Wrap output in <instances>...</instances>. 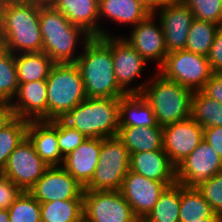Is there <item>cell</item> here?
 Wrapping results in <instances>:
<instances>
[{
	"label": "cell",
	"mask_w": 222,
	"mask_h": 222,
	"mask_svg": "<svg viewBox=\"0 0 222 222\" xmlns=\"http://www.w3.org/2000/svg\"><path fill=\"white\" fill-rule=\"evenodd\" d=\"M41 222H83V199L40 203Z\"/></svg>",
	"instance_id": "cell-27"
},
{
	"label": "cell",
	"mask_w": 222,
	"mask_h": 222,
	"mask_svg": "<svg viewBox=\"0 0 222 222\" xmlns=\"http://www.w3.org/2000/svg\"><path fill=\"white\" fill-rule=\"evenodd\" d=\"M195 19L215 23L222 27V0H184Z\"/></svg>",
	"instance_id": "cell-35"
},
{
	"label": "cell",
	"mask_w": 222,
	"mask_h": 222,
	"mask_svg": "<svg viewBox=\"0 0 222 222\" xmlns=\"http://www.w3.org/2000/svg\"><path fill=\"white\" fill-rule=\"evenodd\" d=\"M150 14L137 0H99V37L122 36Z\"/></svg>",
	"instance_id": "cell-11"
},
{
	"label": "cell",
	"mask_w": 222,
	"mask_h": 222,
	"mask_svg": "<svg viewBox=\"0 0 222 222\" xmlns=\"http://www.w3.org/2000/svg\"><path fill=\"white\" fill-rule=\"evenodd\" d=\"M3 1L4 0H0V19H1V7H2V4H3Z\"/></svg>",
	"instance_id": "cell-47"
},
{
	"label": "cell",
	"mask_w": 222,
	"mask_h": 222,
	"mask_svg": "<svg viewBox=\"0 0 222 222\" xmlns=\"http://www.w3.org/2000/svg\"><path fill=\"white\" fill-rule=\"evenodd\" d=\"M131 155L118 136L101 139L98 165L84 190H120L130 170Z\"/></svg>",
	"instance_id": "cell-7"
},
{
	"label": "cell",
	"mask_w": 222,
	"mask_h": 222,
	"mask_svg": "<svg viewBox=\"0 0 222 222\" xmlns=\"http://www.w3.org/2000/svg\"><path fill=\"white\" fill-rule=\"evenodd\" d=\"M87 137L76 129L57 119V140L62 157L75 150Z\"/></svg>",
	"instance_id": "cell-37"
},
{
	"label": "cell",
	"mask_w": 222,
	"mask_h": 222,
	"mask_svg": "<svg viewBox=\"0 0 222 222\" xmlns=\"http://www.w3.org/2000/svg\"><path fill=\"white\" fill-rule=\"evenodd\" d=\"M157 71L193 92L200 91L213 75L206 56L187 50L168 53L164 64Z\"/></svg>",
	"instance_id": "cell-9"
},
{
	"label": "cell",
	"mask_w": 222,
	"mask_h": 222,
	"mask_svg": "<svg viewBox=\"0 0 222 222\" xmlns=\"http://www.w3.org/2000/svg\"><path fill=\"white\" fill-rule=\"evenodd\" d=\"M122 37L157 71L165 62L167 50L161 24L151 13ZM155 66V67H154Z\"/></svg>",
	"instance_id": "cell-12"
},
{
	"label": "cell",
	"mask_w": 222,
	"mask_h": 222,
	"mask_svg": "<svg viewBox=\"0 0 222 222\" xmlns=\"http://www.w3.org/2000/svg\"><path fill=\"white\" fill-rule=\"evenodd\" d=\"M112 58L119 87L126 94H141L144 86L156 71L152 68L153 66L122 36H112Z\"/></svg>",
	"instance_id": "cell-8"
},
{
	"label": "cell",
	"mask_w": 222,
	"mask_h": 222,
	"mask_svg": "<svg viewBox=\"0 0 222 222\" xmlns=\"http://www.w3.org/2000/svg\"><path fill=\"white\" fill-rule=\"evenodd\" d=\"M0 222H9V212L6 209H0Z\"/></svg>",
	"instance_id": "cell-46"
},
{
	"label": "cell",
	"mask_w": 222,
	"mask_h": 222,
	"mask_svg": "<svg viewBox=\"0 0 222 222\" xmlns=\"http://www.w3.org/2000/svg\"><path fill=\"white\" fill-rule=\"evenodd\" d=\"M27 138L33 144L36 153L48 166H62L57 140V119L51 121H29Z\"/></svg>",
	"instance_id": "cell-21"
},
{
	"label": "cell",
	"mask_w": 222,
	"mask_h": 222,
	"mask_svg": "<svg viewBox=\"0 0 222 222\" xmlns=\"http://www.w3.org/2000/svg\"><path fill=\"white\" fill-rule=\"evenodd\" d=\"M137 1H139L151 13H154L157 10V0H137Z\"/></svg>",
	"instance_id": "cell-43"
},
{
	"label": "cell",
	"mask_w": 222,
	"mask_h": 222,
	"mask_svg": "<svg viewBox=\"0 0 222 222\" xmlns=\"http://www.w3.org/2000/svg\"><path fill=\"white\" fill-rule=\"evenodd\" d=\"M203 133L192 117L163 127V149L175 167L199 145Z\"/></svg>",
	"instance_id": "cell-17"
},
{
	"label": "cell",
	"mask_w": 222,
	"mask_h": 222,
	"mask_svg": "<svg viewBox=\"0 0 222 222\" xmlns=\"http://www.w3.org/2000/svg\"><path fill=\"white\" fill-rule=\"evenodd\" d=\"M173 184L175 183L149 179L129 170L123 179L120 192L141 222L153 210L163 191Z\"/></svg>",
	"instance_id": "cell-15"
},
{
	"label": "cell",
	"mask_w": 222,
	"mask_h": 222,
	"mask_svg": "<svg viewBox=\"0 0 222 222\" xmlns=\"http://www.w3.org/2000/svg\"><path fill=\"white\" fill-rule=\"evenodd\" d=\"M180 184L168 186L141 222H180Z\"/></svg>",
	"instance_id": "cell-28"
},
{
	"label": "cell",
	"mask_w": 222,
	"mask_h": 222,
	"mask_svg": "<svg viewBox=\"0 0 222 222\" xmlns=\"http://www.w3.org/2000/svg\"><path fill=\"white\" fill-rule=\"evenodd\" d=\"M29 121L16 117L0 131V172L9 159L10 154L27 137Z\"/></svg>",
	"instance_id": "cell-33"
},
{
	"label": "cell",
	"mask_w": 222,
	"mask_h": 222,
	"mask_svg": "<svg viewBox=\"0 0 222 222\" xmlns=\"http://www.w3.org/2000/svg\"><path fill=\"white\" fill-rule=\"evenodd\" d=\"M15 116L27 121H48L47 81L19 83L10 102Z\"/></svg>",
	"instance_id": "cell-19"
},
{
	"label": "cell",
	"mask_w": 222,
	"mask_h": 222,
	"mask_svg": "<svg viewBox=\"0 0 222 222\" xmlns=\"http://www.w3.org/2000/svg\"><path fill=\"white\" fill-rule=\"evenodd\" d=\"M213 73H222V27L217 31L207 56Z\"/></svg>",
	"instance_id": "cell-39"
},
{
	"label": "cell",
	"mask_w": 222,
	"mask_h": 222,
	"mask_svg": "<svg viewBox=\"0 0 222 222\" xmlns=\"http://www.w3.org/2000/svg\"><path fill=\"white\" fill-rule=\"evenodd\" d=\"M131 154L163 149V127L119 126L117 135Z\"/></svg>",
	"instance_id": "cell-25"
},
{
	"label": "cell",
	"mask_w": 222,
	"mask_h": 222,
	"mask_svg": "<svg viewBox=\"0 0 222 222\" xmlns=\"http://www.w3.org/2000/svg\"><path fill=\"white\" fill-rule=\"evenodd\" d=\"M220 27L215 23L194 19L189 29L185 50L207 57Z\"/></svg>",
	"instance_id": "cell-31"
},
{
	"label": "cell",
	"mask_w": 222,
	"mask_h": 222,
	"mask_svg": "<svg viewBox=\"0 0 222 222\" xmlns=\"http://www.w3.org/2000/svg\"><path fill=\"white\" fill-rule=\"evenodd\" d=\"M83 222H140L120 190L83 191Z\"/></svg>",
	"instance_id": "cell-10"
},
{
	"label": "cell",
	"mask_w": 222,
	"mask_h": 222,
	"mask_svg": "<svg viewBox=\"0 0 222 222\" xmlns=\"http://www.w3.org/2000/svg\"><path fill=\"white\" fill-rule=\"evenodd\" d=\"M22 190L9 178L0 174V209H6L13 204Z\"/></svg>",
	"instance_id": "cell-38"
},
{
	"label": "cell",
	"mask_w": 222,
	"mask_h": 222,
	"mask_svg": "<svg viewBox=\"0 0 222 222\" xmlns=\"http://www.w3.org/2000/svg\"><path fill=\"white\" fill-rule=\"evenodd\" d=\"M46 81L48 121L61 119L87 98L75 63H55Z\"/></svg>",
	"instance_id": "cell-6"
},
{
	"label": "cell",
	"mask_w": 222,
	"mask_h": 222,
	"mask_svg": "<svg viewBox=\"0 0 222 222\" xmlns=\"http://www.w3.org/2000/svg\"><path fill=\"white\" fill-rule=\"evenodd\" d=\"M49 167L26 137L10 154L0 174L9 178L22 191H29Z\"/></svg>",
	"instance_id": "cell-13"
},
{
	"label": "cell",
	"mask_w": 222,
	"mask_h": 222,
	"mask_svg": "<svg viewBox=\"0 0 222 222\" xmlns=\"http://www.w3.org/2000/svg\"><path fill=\"white\" fill-rule=\"evenodd\" d=\"M141 95L153 108L161 127L191 118L193 91L165 78L158 71L148 80Z\"/></svg>",
	"instance_id": "cell-4"
},
{
	"label": "cell",
	"mask_w": 222,
	"mask_h": 222,
	"mask_svg": "<svg viewBox=\"0 0 222 222\" xmlns=\"http://www.w3.org/2000/svg\"><path fill=\"white\" fill-rule=\"evenodd\" d=\"M221 171L222 159L220 155L203 139L176 166V182L184 187H197Z\"/></svg>",
	"instance_id": "cell-14"
},
{
	"label": "cell",
	"mask_w": 222,
	"mask_h": 222,
	"mask_svg": "<svg viewBox=\"0 0 222 222\" xmlns=\"http://www.w3.org/2000/svg\"><path fill=\"white\" fill-rule=\"evenodd\" d=\"M61 120L87 138H107L119 132V98H91L81 101Z\"/></svg>",
	"instance_id": "cell-5"
},
{
	"label": "cell",
	"mask_w": 222,
	"mask_h": 222,
	"mask_svg": "<svg viewBox=\"0 0 222 222\" xmlns=\"http://www.w3.org/2000/svg\"><path fill=\"white\" fill-rule=\"evenodd\" d=\"M200 91L222 104V73H213Z\"/></svg>",
	"instance_id": "cell-40"
},
{
	"label": "cell",
	"mask_w": 222,
	"mask_h": 222,
	"mask_svg": "<svg viewBox=\"0 0 222 222\" xmlns=\"http://www.w3.org/2000/svg\"><path fill=\"white\" fill-rule=\"evenodd\" d=\"M191 117L203 128L222 126V104L201 91H194Z\"/></svg>",
	"instance_id": "cell-30"
},
{
	"label": "cell",
	"mask_w": 222,
	"mask_h": 222,
	"mask_svg": "<svg viewBox=\"0 0 222 222\" xmlns=\"http://www.w3.org/2000/svg\"><path fill=\"white\" fill-rule=\"evenodd\" d=\"M84 187L62 166L49 167L29 190L40 203L55 200L83 199Z\"/></svg>",
	"instance_id": "cell-16"
},
{
	"label": "cell",
	"mask_w": 222,
	"mask_h": 222,
	"mask_svg": "<svg viewBox=\"0 0 222 222\" xmlns=\"http://www.w3.org/2000/svg\"><path fill=\"white\" fill-rule=\"evenodd\" d=\"M38 0H4L1 7L0 45L12 54L43 52Z\"/></svg>",
	"instance_id": "cell-1"
},
{
	"label": "cell",
	"mask_w": 222,
	"mask_h": 222,
	"mask_svg": "<svg viewBox=\"0 0 222 222\" xmlns=\"http://www.w3.org/2000/svg\"><path fill=\"white\" fill-rule=\"evenodd\" d=\"M101 151V138H86L64 157L62 167L83 187L94 175Z\"/></svg>",
	"instance_id": "cell-20"
},
{
	"label": "cell",
	"mask_w": 222,
	"mask_h": 222,
	"mask_svg": "<svg viewBox=\"0 0 222 222\" xmlns=\"http://www.w3.org/2000/svg\"><path fill=\"white\" fill-rule=\"evenodd\" d=\"M75 64L79 68L87 97L120 98L126 95L114 73L112 36L91 37Z\"/></svg>",
	"instance_id": "cell-2"
},
{
	"label": "cell",
	"mask_w": 222,
	"mask_h": 222,
	"mask_svg": "<svg viewBox=\"0 0 222 222\" xmlns=\"http://www.w3.org/2000/svg\"><path fill=\"white\" fill-rule=\"evenodd\" d=\"M14 54L0 45V102H11L18 90Z\"/></svg>",
	"instance_id": "cell-32"
},
{
	"label": "cell",
	"mask_w": 222,
	"mask_h": 222,
	"mask_svg": "<svg viewBox=\"0 0 222 222\" xmlns=\"http://www.w3.org/2000/svg\"><path fill=\"white\" fill-rule=\"evenodd\" d=\"M8 212L9 222H41L40 202L29 191H22Z\"/></svg>",
	"instance_id": "cell-34"
},
{
	"label": "cell",
	"mask_w": 222,
	"mask_h": 222,
	"mask_svg": "<svg viewBox=\"0 0 222 222\" xmlns=\"http://www.w3.org/2000/svg\"><path fill=\"white\" fill-rule=\"evenodd\" d=\"M16 118L14 110L9 102H0V131Z\"/></svg>",
	"instance_id": "cell-42"
},
{
	"label": "cell",
	"mask_w": 222,
	"mask_h": 222,
	"mask_svg": "<svg viewBox=\"0 0 222 222\" xmlns=\"http://www.w3.org/2000/svg\"><path fill=\"white\" fill-rule=\"evenodd\" d=\"M196 188L210 204L214 213L222 216V171L200 183Z\"/></svg>",
	"instance_id": "cell-36"
},
{
	"label": "cell",
	"mask_w": 222,
	"mask_h": 222,
	"mask_svg": "<svg viewBox=\"0 0 222 222\" xmlns=\"http://www.w3.org/2000/svg\"><path fill=\"white\" fill-rule=\"evenodd\" d=\"M130 171L163 183H176V167L164 149L131 154Z\"/></svg>",
	"instance_id": "cell-22"
},
{
	"label": "cell",
	"mask_w": 222,
	"mask_h": 222,
	"mask_svg": "<svg viewBox=\"0 0 222 222\" xmlns=\"http://www.w3.org/2000/svg\"><path fill=\"white\" fill-rule=\"evenodd\" d=\"M38 1H42V2H48L49 0H38Z\"/></svg>",
	"instance_id": "cell-48"
},
{
	"label": "cell",
	"mask_w": 222,
	"mask_h": 222,
	"mask_svg": "<svg viewBox=\"0 0 222 222\" xmlns=\"http://www.w3.org/2000/svg\"><path fill=\"white\" fill-rule=\"evenodd\" d=\"M188 222H222V216L214 213L210 217H206V218H203V219H198V220H195V221H188Z\"/></svg>",
	"instance_id": "cell-44"
},
{
	"label": "cell",
	"mask_w": 222,
	"mask_h": 222,
	"mask_svg": "<svg viewBox=\"0 0 222 222\" xmlns=\"http://www.w3.org/2000/svg\"><path fill=\"white\" fill-rule=\"evenodd\" d=\"M213 214L210 204L196 187H184L180 184V222L195 221Z\"/></svg>",
	"instance_id": "cell-29"
},
{
	"label": "cell",
	"mask_w": 222,
	"mask_h": 222,
	"mask_svg": "<svg viewBox=\"0 0 222 222\" xmlns=\"http://www.w3.org/2000/svg\"><path fill=\"white\" fill-rule=\"evenodd\" d=\"M203 139L211 145L222 159V126L204 128Z\"/></svg>",
	"instance_id": "cell-41"
},
{
	"label": "cell",
	"mask_w": 222,
	"mask_h": 222,
	"mask_svg": "<svg viewBox=\"0 0 222 222\" xmlns=\"http://www.w3.org/2000/svg\"><path fill=\"white\" fill-rule=\"evenodd\" d=\"M73 25L99 37V0H49Z\"/></svg>",
	"instance_id": "cell-23"
},
{
	"label": "cell",
	"mask_w": 222,
	"mask_h": 222,
	"mask_svg": "<svg viewBox=\"0 0 222 222\" xmlns=\"http://www.w3.org/2000/svg\"><path fill=\"white\" fill-rule=\"evenodd\" d=\"M119 126H159L153 108L141 94H126L119 98Z\"/></svg>",
	"instance_id": "cell-24"
},
{
	"label": "cell",
	"mask_w": 222,
	"mask_h": 222,
	"mask_svg": "<svg viewBox=\"0 0 222 222\" xmlns=\"http://www.w3.org/2000/svg\"><path fill=\"white\" fill-rule=\"evenodd\" d=\"M153 14L161 24L167 53L185 50L189 29L195 19L192 10L179 3L161 6Z\"/></svg>",
	"instance_id": "cell-18"
},
{
	"label": "cell",
	"mask_w": 222,
	"mask_h": 222,
	"mask_svg": "<svg viewBox=\"0 0 222 222\" xmlns=\"http://www.w3.org/2000/svg\"><path fill=\"white\" fill-rule=\"evenodd\" d=\"M39 24L43 52L55 63H75L85 43L91 38L49 2H43L40 6Z\"/></svg>",
	"instance_id": "cell-3"
},
{
	"label": "cell",
	"mask_w": 222,
	"mask_h": 222,
	"mask_svg": "<svg viewBox=\"0 0 222 222\" xmlns=\"http://www.w3.org/2000/svg\"><path fill=\"white\" fill-rule=\"evenodd\" d=\"M184 0H157V9L164 5L183 3Z\"/></svg>",
	"instance_id": "cell-45"
},
{
	"label": "cell",
	"mask_w": 222,
	"mask_h": 222,
	"mask_svg": "<svg viewBox=\"0 0 222 222\" xmlns=\"http://www.w3.org/2000/svg\"><path fill=\"white\" fill-rule=\"evenodd\" d=\"M18 83L46 80L55 62L45 52L14 55Z\"/></svg>",
	"instance_id": "cell-26"
}]
</instances>
